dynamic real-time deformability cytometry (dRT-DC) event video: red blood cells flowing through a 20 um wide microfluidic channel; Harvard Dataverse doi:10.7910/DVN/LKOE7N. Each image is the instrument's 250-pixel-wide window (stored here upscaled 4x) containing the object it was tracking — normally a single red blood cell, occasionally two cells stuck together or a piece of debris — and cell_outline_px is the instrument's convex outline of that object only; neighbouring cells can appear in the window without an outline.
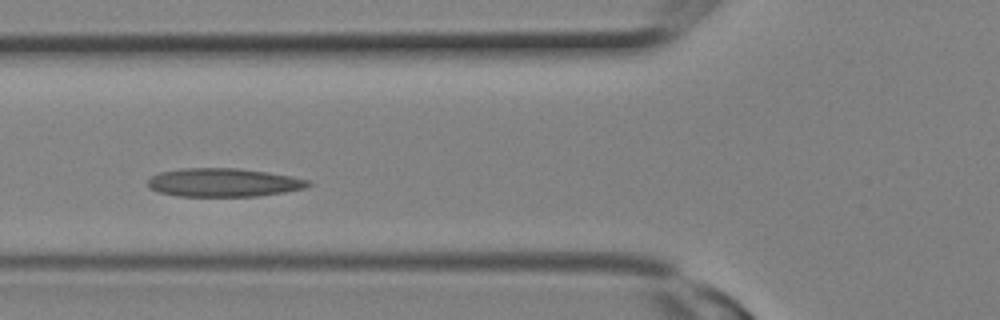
{"species": "Egyptian fruit bat (a non-hibernating species)", "species_latin": "Rousettus aegyptiacus", "temperature_condition": "room temperature", "stored_images_in_passage": 12, "camera_frame_rate_fps": 3000, "um_per_image_px": 0.085, "animal": {"sex": "female"}, "frame": {"image": 1, "passage_image": 6, "time_ms": 1.667, "image_size_px": [1000, 320], "cell_outline_px": [[312, 184], [304, 188], [284, 192], [256, 196], [176, 196], [160, 192], [148, 188], [148, 180], [152, 176], [160, 172], [180, 168], [236, 168], [264, 172], [288, 176], [308, 180]], "centroid_in_image_um": [18.94, 15.51], "position_along_channel_um": 106.9, "area_um2": 26.36}}
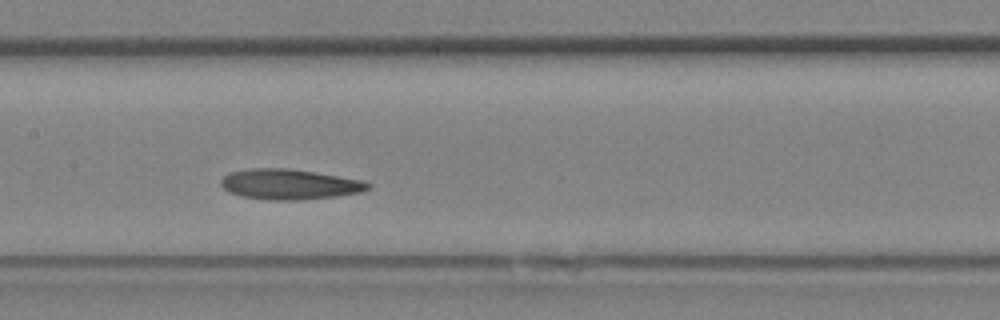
{"frame": {"image": 2, "passage_image": 9, "time_ms": 2.667, "image_size_px": [1000, 320], "cell_outline_px": [[372, 188], [364, 192], [336, 196], [300, 200], [268, 200], [240, 196], [228, 192], [220, 184], [220, 180], [228, 172], [252, 168], [288, 168], [364, 180], [372, 184]], "centroid_in_image_um": [24.62, 15.67], "position_along_channel_um": 182.8, "area_um2": 26.3}}